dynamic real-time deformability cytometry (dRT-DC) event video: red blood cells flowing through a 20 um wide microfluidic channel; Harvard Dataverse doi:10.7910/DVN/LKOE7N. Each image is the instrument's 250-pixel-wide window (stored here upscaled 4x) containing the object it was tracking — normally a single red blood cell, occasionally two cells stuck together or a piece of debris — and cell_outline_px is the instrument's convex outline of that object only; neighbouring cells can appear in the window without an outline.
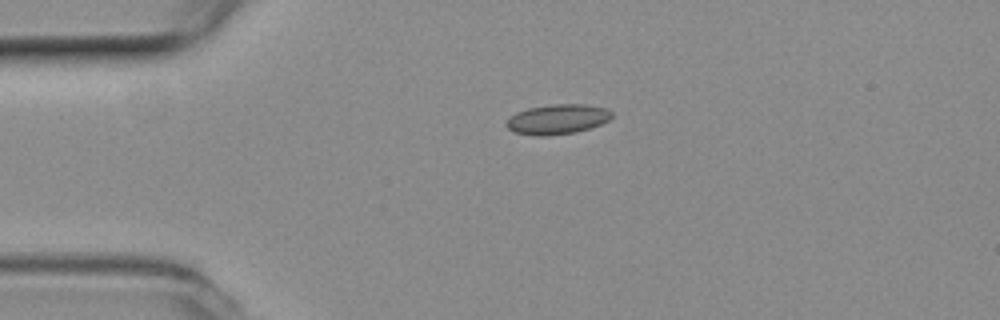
{"species": "common noctule bat (a hibernating species)", "species_latin": "Nyctalus noctula", "temperature_condition": "room temperature", "stored_images_in_passage": 24, "camera_frame_rate_fps": 3000, "um_per_image_px": 0.085, "animal": {"sex": "female", "body_mass_g": 19.3, "forearm_length_mm": 54.1}, "frame": {"image": 1, "passage_image": 1, "time_ms": 0.0, "image_size_px": [1000, 320], "cell_outline_px": [[612, 116], [608, 120], [600, 124], [576, 132], [548, 136], [536, 136], [512, 132], [504, 124], [516, 112], [528, 108], [556, 104], [584, 104], [608, 108], [612, 112]], "centroid_in_image_um": [47.37, 10.14], "position_along_channel_um": 37.6, "area_um2": 18.38}}
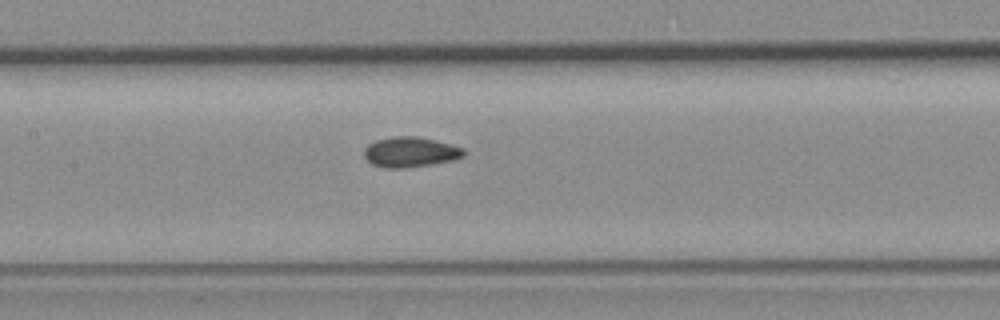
{"frame": {"image": 2, "passage_image": 14, "time_ms": 4.333, "image_size_px": [1000, 320], "cell_outline_px": [[464, 156], [452, 160], [432, 164], [404, 168], [384, 168], [372, 164], [364, 156], [364, 148], [368, 144], [376, 140], [396, 136], [416, 136], [464, 148]], "centroid_in_image_um": [34.84, 12.93], "position_along_channel_um": 172.6, "area_um2": 17.34}}
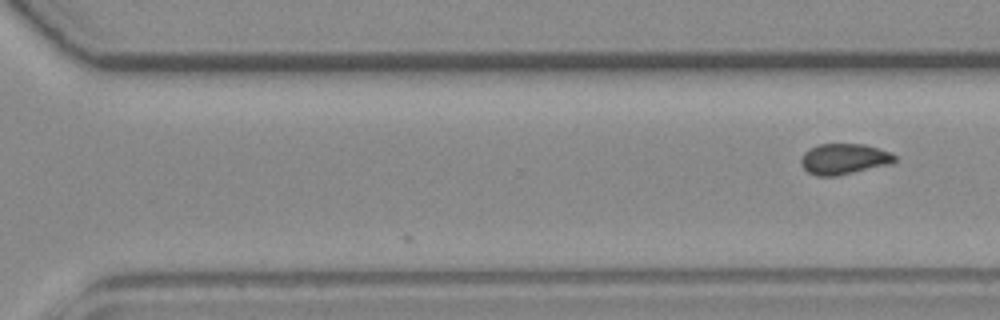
{"frame": {"image": 3, "passage_image": 24, "time_ms": 7.667, "image_size_px": [1000, 320], "cell_outline_px": [[896, 160], [892, 164], [836, 176], [816, 176], [808, 172], [800, 164], [800, 160], [804, 152], [820, 144], [864, 144], [888, 152], [896, 156]], "centroid_in_image_um": [71.73, 13.53], "position_along_channel_um": 298.9, "area_um2": 16.7}}